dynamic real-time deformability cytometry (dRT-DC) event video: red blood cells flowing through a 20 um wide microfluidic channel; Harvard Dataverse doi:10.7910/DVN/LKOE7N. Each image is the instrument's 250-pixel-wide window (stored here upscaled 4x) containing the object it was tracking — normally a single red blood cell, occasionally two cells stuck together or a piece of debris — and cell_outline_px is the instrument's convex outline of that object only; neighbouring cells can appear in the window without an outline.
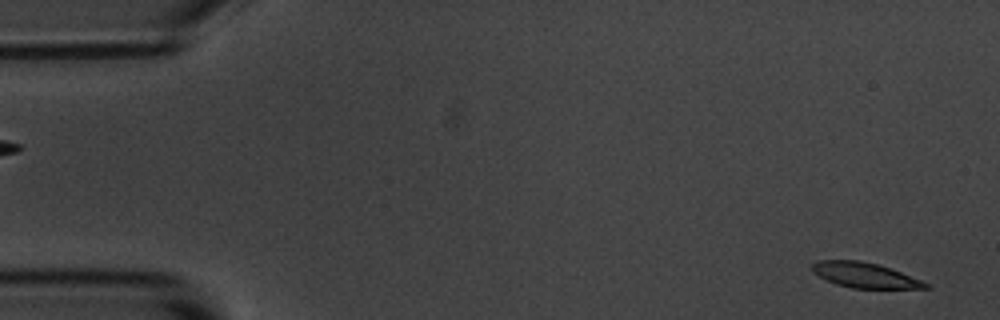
{"species": "common noctule bat (a hibernating species)", "species_latin": "Nyctalus noctula", "temperature_condition": "room temperature", "stored_images_in_passage": 5, "camera_frame_rate_fps": 3000, "um_per_image_px": 0.085, "animal": {"sex": "male", "body_mass_g": 20.1, "forearm_length_mm": 53.5}, "frame": {"image": 1, "passage_image": 5, "time_ms": 5.333, "image_size_px": [1000, 320], "cell_outline_px": [[932, 288], [852, 288], [836, 284], [812, 272], [812, 264], [816, 260], [860, 260], [876, 264], [900, 272], [920, 280], [928, 284]], "centroid_in_image_um": [73.46, 23.38], "position_along_channel_um": 11.5, "area_um2": 16.3}}